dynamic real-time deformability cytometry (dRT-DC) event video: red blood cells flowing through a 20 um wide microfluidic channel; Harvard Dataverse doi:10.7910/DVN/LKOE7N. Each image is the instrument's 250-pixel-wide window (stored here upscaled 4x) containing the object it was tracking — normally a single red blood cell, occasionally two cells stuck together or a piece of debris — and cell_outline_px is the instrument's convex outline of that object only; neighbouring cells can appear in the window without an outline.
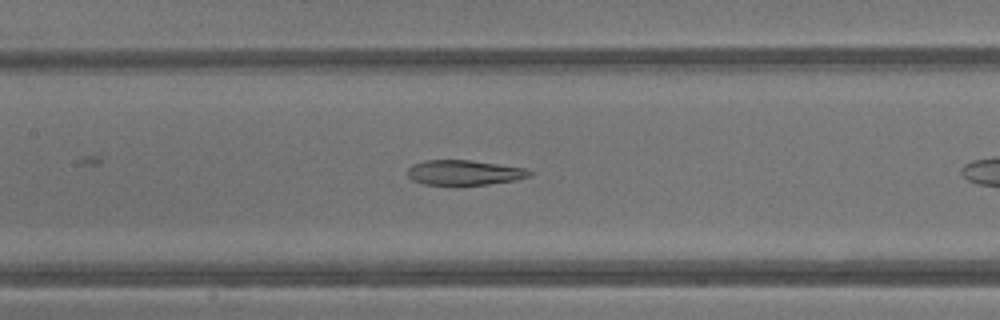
{"species": "common noctule bat (a hibernating species)", "species_latin": "Nyctalus noctula", "temperature_condition": "warm", "stored_images_in_passage": 14, "camera_frame_rate_fps": 3000, "um_per_image_px": 0.085, "animal": {"sex": "male", "body_mass_g": 13.3}, "frame": {"image": 1, "passage_image": 8, "time_ms": 2.333, "image_size_px": [1000, 320], "cell_outline_px": [[532, 172], [528, 176], [512, 180], [488, 184], [456, 188], [424, 184], [412, 180], [408, 176], [408, 168], [412, 164], [424, 160], [472, 160], [524, 168]], "centroid_in_image_um": [39.36, 14.71], "position_along_channel_um": 168.0, "area_um2": 18.32}}
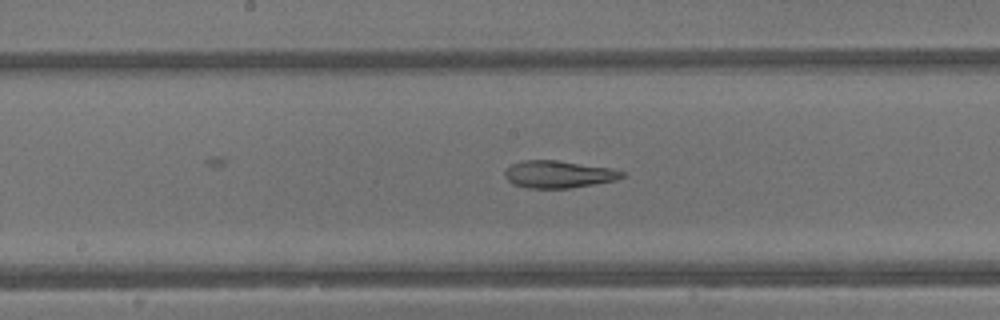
{"frame": {"image": 2, "passage_image": 10, "time_ms": 3.0, "image_size_px": [1000, 320], "cell_outline_px": [[624, 176], [616, 180], [568, 188], [528, 188], [512, 184], [504, 176], [504, 168], [512, 164], [524, 160], [556, 160], [612, 168], [624, 172]], "centroid_in_image_um": [47.43, 14.81], "position_along_channel_um": 200.8, "area_um2": 18.61}}